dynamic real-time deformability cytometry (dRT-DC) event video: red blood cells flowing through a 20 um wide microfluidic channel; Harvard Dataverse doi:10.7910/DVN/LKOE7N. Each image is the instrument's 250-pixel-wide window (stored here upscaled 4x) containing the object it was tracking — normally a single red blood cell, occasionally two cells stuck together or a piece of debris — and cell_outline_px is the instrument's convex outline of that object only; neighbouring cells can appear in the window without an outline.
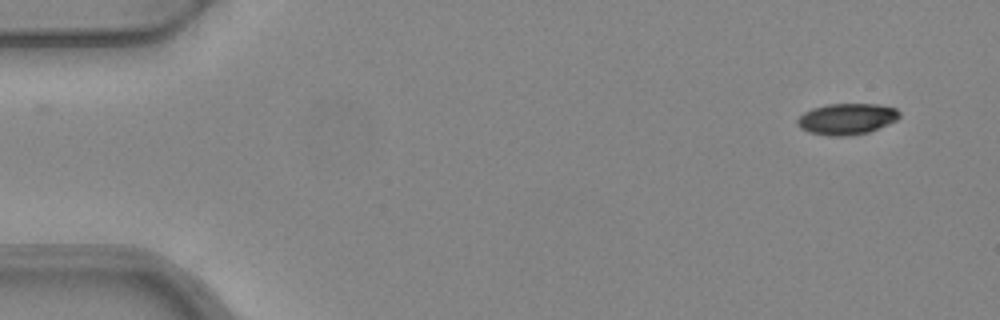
{"species": "common noctule bat (a hibernating species)", "species_latin": "Nyctalus noctula", "temperature_condition": "warm", "stored_images_in_passage": 5, "camera_frame_rate_fps": 3000, "um_per_image_px": 0.085, "animal": {"sex": "female", "body_mass_g": 24.6, "forearm_length_mm": 56.2}, "frame": {"image": 1, "passage_image": 1, "time_ms": 0.0, "image_size_px": [1000, 320], "cell_outline_px": [[900, 116], [896, 120], [888, 124], [868, 132], [852, 136], [828, 136], [808, 132], [800, 128], [796, 124], [796, 120], [804, 112], [812, 108], [828, 104], [876, 104], [896, 108], [900, 112]], "centroid_in_image_um": [71.95, 10.12], "position_along_channel_um": 13.0, "area_um2": 18.67}}
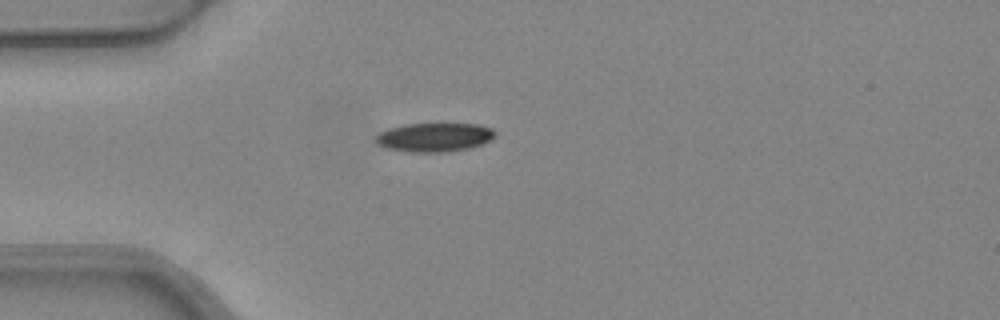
{"frame": {"image": 2, "passage_image": 4, "time_ms": 1.0, "image_size_px": [1000, 320], "cell_outline_px": [[496, 136], [492, 140], [484, 144], [468, 148], [448, 152], [412, 152], [384, 148], [376, 144], [376, 136], [380, 132], [392, 128], [408, 124], [476, 124], [492, 128], [496, 132]], "centroid_in_image_um": [36.97, 11.68], "position_along_channel_um": 48.0, "area_um2": 20.11}}